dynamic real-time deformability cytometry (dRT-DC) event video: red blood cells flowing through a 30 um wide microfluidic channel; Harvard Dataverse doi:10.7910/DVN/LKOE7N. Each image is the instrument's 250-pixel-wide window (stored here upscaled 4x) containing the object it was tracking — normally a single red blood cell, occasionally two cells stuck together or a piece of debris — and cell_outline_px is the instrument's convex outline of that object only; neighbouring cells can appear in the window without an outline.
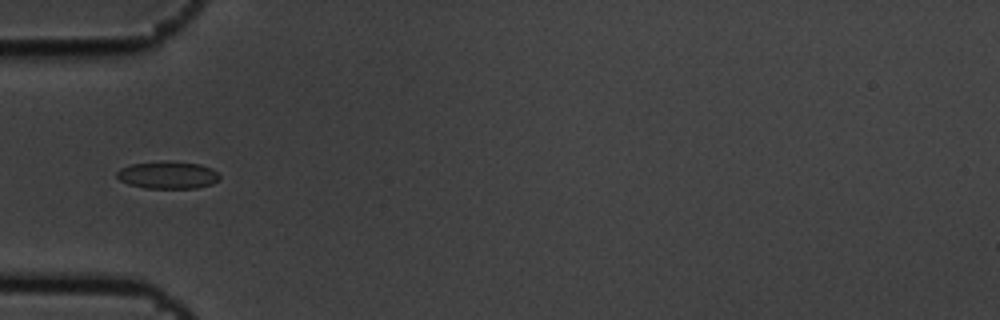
{"species": "common noctule bat (a hibernating species)", "species_latin": "Nyctalus noctula", "temperature_condition": "cold", "stored_images_in_passage": 7, "camera_frame_rate_fps": 3000, "um_per_image_px": 0.085, "animal": {"sex": "male", "body_mass_g": 19.5, "forearm_length_mm": 54.6}, "frame": {"image": 1, "passage_image": 5, "time_ms": 1.333, "image_size_px": [1000, 320], "cell_outline_px": [[220, 180], [212, 184], [196, 188], [144, 188], [128, 184], [120, 180], [116, 176], [116, 172], [120, 168], [132, 164], [168, 160], [200, 164], [212, 168], [220, 176]], "centroid_in_image_um": [14.27, 14.87], "position_along_channel_um": 70.7, "area_um2": 16.59}}
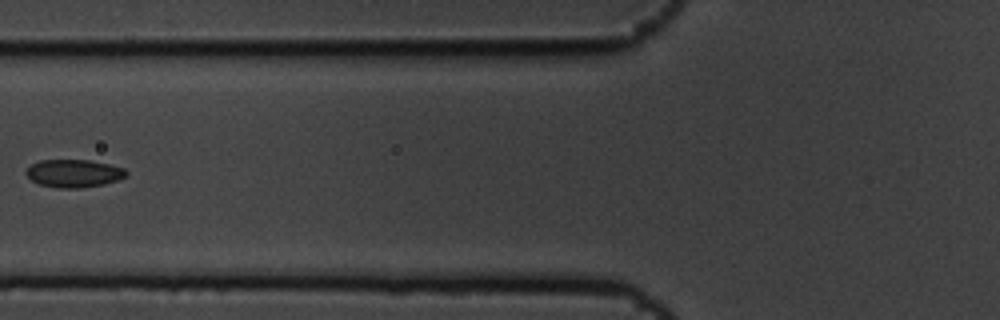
{"frame": {"image": 2, "passage_image": 6, "time_ms": 1.667, "image_size_px": [1000, 320], "cell_outline_px": [[128, 172], [124, 176], [116, 180], [104, 184], [80, 188], [56, 188], [40, 184], [32, 180], [24, 172], [32, 164], [40, 160], [88, 160], [108, 164], [124, 168]], "centroid_in_image_um": [6.25, 14.73], "position_along_channel_um": 119.5, "area_um2": 16.07}}
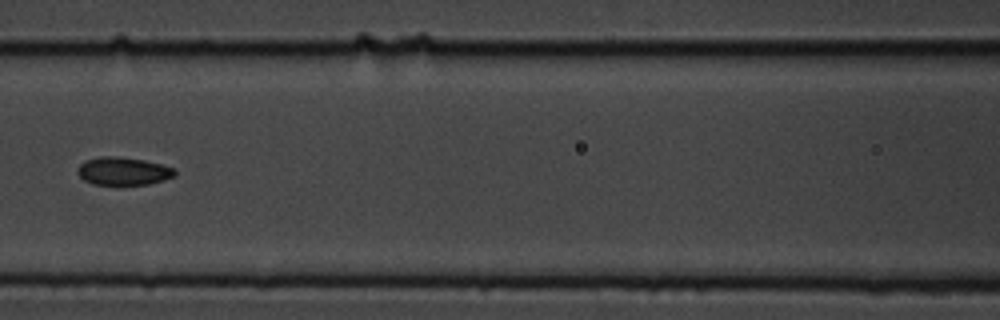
{"frame": {"image": 3, "passage_image": 7, "time_ms": 2.0, "image_size_px": [1000, 320], "cell_outline_px": [[176, 176], [164, 180], [148, 184], [116, 188], [92, 184], [84, 180], [76, 172], [80, 164], [84, 160], [100, 156], [116, 156], [144, 160], [176, 168]], "centroid_in_image_um": [10.46, 14.59], "position_along_channel_um": 156.1, "area_um2": 16.7}}